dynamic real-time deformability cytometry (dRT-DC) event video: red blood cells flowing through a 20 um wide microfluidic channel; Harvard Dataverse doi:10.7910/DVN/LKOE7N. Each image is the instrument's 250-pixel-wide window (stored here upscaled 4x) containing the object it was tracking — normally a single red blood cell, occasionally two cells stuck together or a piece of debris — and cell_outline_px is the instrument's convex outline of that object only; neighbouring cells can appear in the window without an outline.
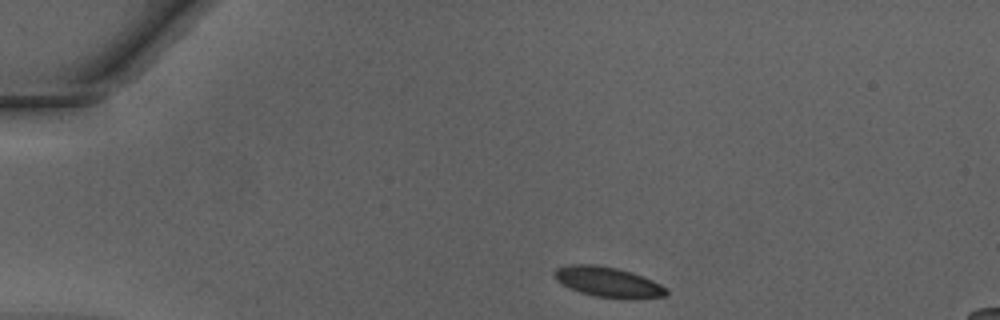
{"species": "Egyptian fruit bat (a non-hibernating species)", "species_latin": "Rousettus aegyptiacus", "temperature_condition": "warm", "stored_images_in_passage": 40, "camera_frame_rate_fps": 3000, "um_per_image_px": 0.085, "animal": {"sex": "male"}, "frame": {"image": 1, "passage_image": 1, "time_ms": 0.0, "image_size_px": [1000, 320], "cell_outline_px": [[668, 292], [664, 296], [596, 296], [580, 292], [568, 288], [556, 280], [552, 276], [552, 272], [556, 268], [568, 264], [592, 264], [616, 268], [632, 272], [644, 276], [668, 288]], "centroid_in_image_um": [51.57, 23.91], "position_along_channel_um": 33.4, "area_um2": 19.07}}
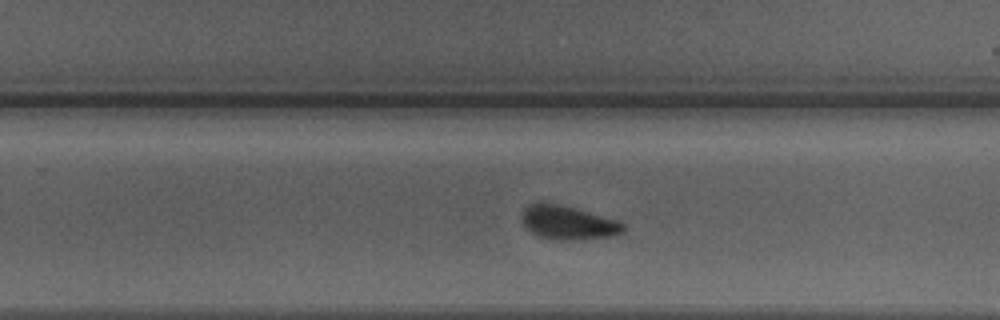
{"frame": {"image": 2, "passage_image": 23, "time_ms": 7.333, "image_size_px": [1000, 320], "cell_outline_px": [[628, 228], [624, 232], [616, 236], [580, 240], [556, 240], [536, 236], [524, 224], [520, 216], [524, 208], [528, 204], [540, 200], [544, 200], [560, 204], [620, 220]], "centroid_in_image_um": [48.31, 18.91], "position_along_channel_um": 281.5, "area_um2": 20.81}}
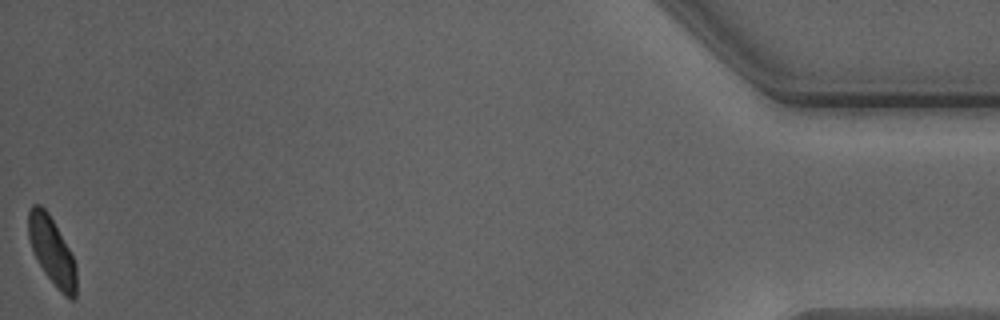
{"frame": {"image": 3, "passage_image": 40, "time_ms": 13.0, "image_size_px": [1000, 320], "cell_outline_px": [[76, 296], [72, 300], [64, 296], [60, 292], [44, 272], [32, 248], [28, 236], [28, 208], [32, 204], [40, 204], [48, 212], [68, 248], [76, 264]], "centroid_in_image_um": [4.41, 21.33], "position_along_channel_um": 430.8, "area_um2": 18.67}, "authors_computed_cell_mechanics": {"area_um2": 20.0566, "velocity_mm_per_s": 4.2288, "shape_relaxation_time_tau1_ms": 2.9684, "shape_relaxation_time_tau2_ms": 1.1504, "deformation_change_tau1": 0.1164, "deformation_change_tau2": 0.0629}}